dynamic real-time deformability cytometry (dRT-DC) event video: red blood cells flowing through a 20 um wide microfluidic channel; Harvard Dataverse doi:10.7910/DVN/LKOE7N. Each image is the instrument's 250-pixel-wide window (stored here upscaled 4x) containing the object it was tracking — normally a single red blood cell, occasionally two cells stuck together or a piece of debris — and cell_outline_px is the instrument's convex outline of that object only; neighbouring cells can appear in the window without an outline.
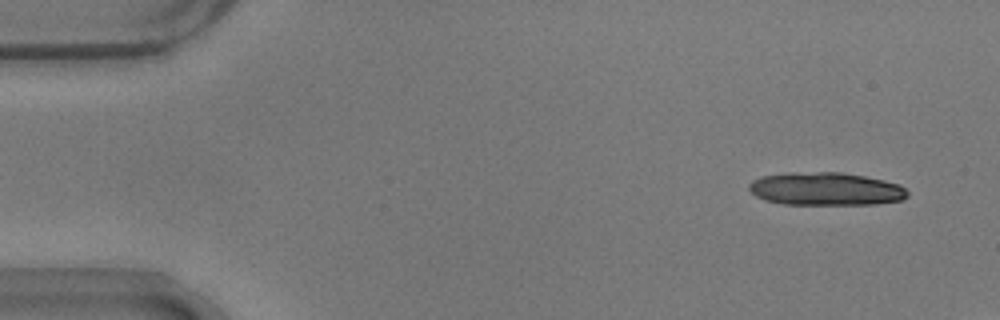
{"species": "common noctule bat (a hibernating species)", "species_latin": "Nyctalus noctula", "temperature_condition": "warm", "stored_images_in_passage": 15, "camera_frame_rate_fps": 3000, "um_per_image_px": 0.085, "animal": {"sex": "male", "body_mass_g": 17.9}, "frame": {"image": 1, "passage_image": 3, "time_ms": 0.667, "image_size_px": [1000, 320], "cell_outline_px": [[908, 196], [904, 200], [876, 204], [784, 204], [764, 200], [756, 196], [748, 188], [748, 184], [752, 180], [760, 176], [792, 172], [840, 172], [864, 176], [884, 180], [900, 184], [908, 192]], "centroid_in_image_um": [70.19, 16.05], "position_along_channel_um": 14.8, "area_um2": 30.69}}